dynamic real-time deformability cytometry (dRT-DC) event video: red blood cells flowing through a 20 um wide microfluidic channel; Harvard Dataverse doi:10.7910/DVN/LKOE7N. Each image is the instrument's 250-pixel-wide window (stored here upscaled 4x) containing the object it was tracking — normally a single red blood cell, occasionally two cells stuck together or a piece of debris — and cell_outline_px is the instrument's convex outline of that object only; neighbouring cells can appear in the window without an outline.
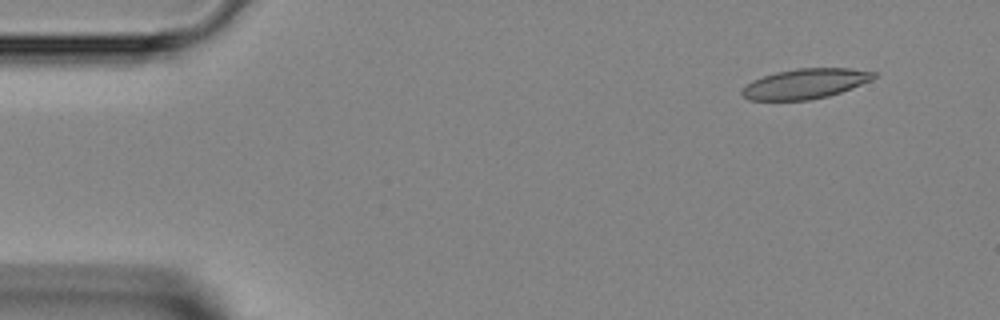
{"species": "Egyptian fruit bat (a non-hibernating species)", "species_latin": "Rousettus aegyptiacus", "temperature_condition": "room temperature", "stored_images_in_passage": 7, "camera_frame_rate_fps": 3000, "um_per_image_px": 0.085, "animal": {"sex": "female"}, "frame": {"image": 1, "passage_image": 1, "time_ms": 0.0, "image_size_px": [1000, 320], "cell_outline_px": [[876, 76], [872, 80], [852, 88], [828, 96], [808, 100], [748, 100], [740, 92], [752, 80], [776, 72], [796, 68], [848, 68], [876, 72]], "centroid_in_image_um": [68.46, 7.11], "position_along_channel_um": 16.5, "area_um2": 22.95}}